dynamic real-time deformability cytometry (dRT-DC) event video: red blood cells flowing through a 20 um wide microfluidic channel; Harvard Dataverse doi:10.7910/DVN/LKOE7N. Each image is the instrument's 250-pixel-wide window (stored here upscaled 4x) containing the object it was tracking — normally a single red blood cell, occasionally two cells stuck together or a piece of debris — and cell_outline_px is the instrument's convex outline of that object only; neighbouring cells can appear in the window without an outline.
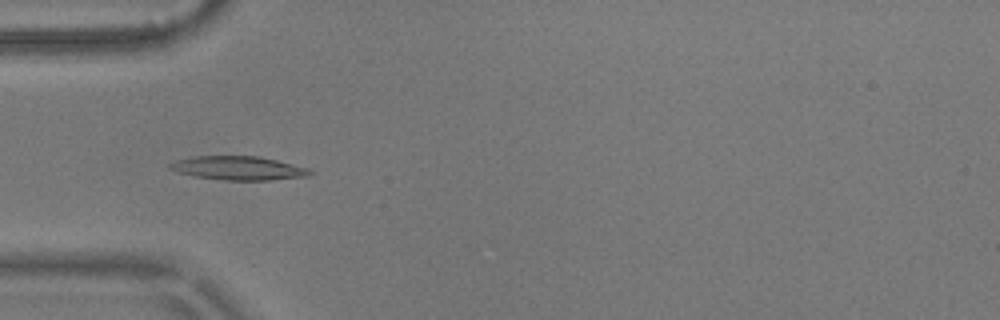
{"species": "common noctule bat (a hibernating species)", "species_latin": "Nyctalus noctula", "temperature_condition": "warm", "stored_images_in_passage": 9, "camera_frame_rate_fps": 3000, "um_per_image_px": 0.085, "animal": {"sex": "male", "body_mass_g": 17.9}, "frame": {"image": 1, "passage_image": 3, "time_ms": 0.667, "image_size_px": [1000, 320], "cell_outline_px": [[312, 176], [268, 180], [224, 180], [196, 176], [176, 172], [168, 168], [168, 164], [176, 160], [196, 156], [260, 156], [308, 168], [312, 172]], "centroid_in_image_um": [20.26, 14.29], "position_along_channel_um": 64.7, "area_um2": 19.36}}
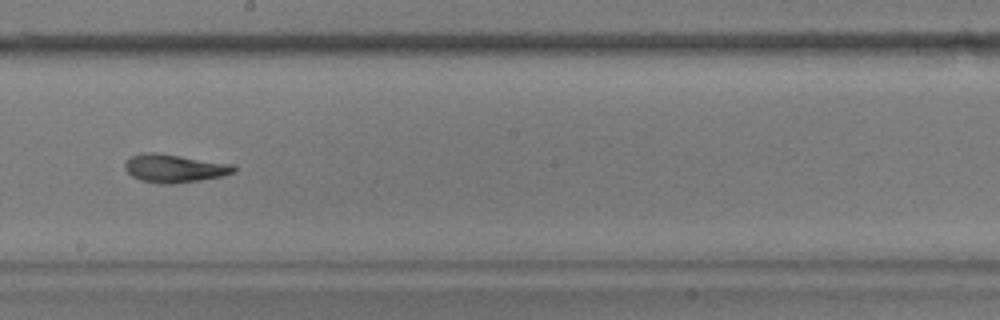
{"frame": {"image": 2, "passage_image": 7, "time_ms": 2.0, "image_size_px": [1000, 320], "cell_outline_px": [[236, 172], [220, 176], [200, 180], [172, 184], [164, 184], [140, 180], [132, 176], [124, 168], [124, 164], [132, 156], [148, 152], [156, 152], [236, 164]], "centroid_in_image_um": [14.86, 14.3], "position_along_channel_um": 233.3, "area_um2": 17.92}}
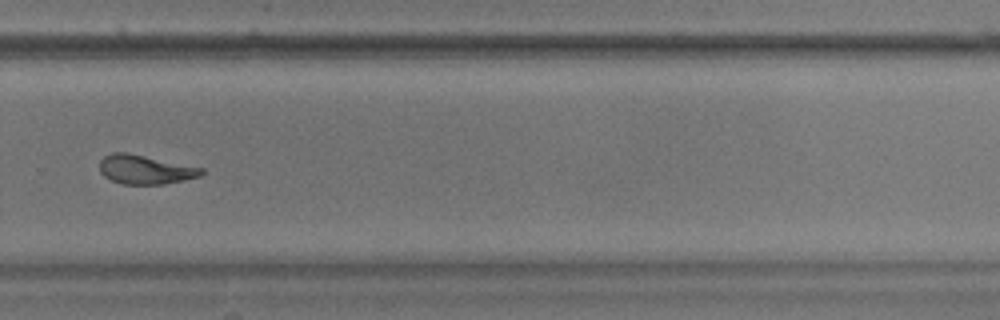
{"frame": {"image": 3, "passage_image": 9, "time_ms": 2.667, "image_size_px": [1000, 320], "cell_outline_px": [[204, 172], [200, 176], [184, 180], [164, 184], [124, 184], [112, 180], [104, 176], [100, 172], [100, 160], [104, 156], [112, 152], [128, 152], [204, 168]], "centroid_in_image_um": [12.34, 14.4], "position_along_channel_um": 317.5, "area_um2": 17.28}}